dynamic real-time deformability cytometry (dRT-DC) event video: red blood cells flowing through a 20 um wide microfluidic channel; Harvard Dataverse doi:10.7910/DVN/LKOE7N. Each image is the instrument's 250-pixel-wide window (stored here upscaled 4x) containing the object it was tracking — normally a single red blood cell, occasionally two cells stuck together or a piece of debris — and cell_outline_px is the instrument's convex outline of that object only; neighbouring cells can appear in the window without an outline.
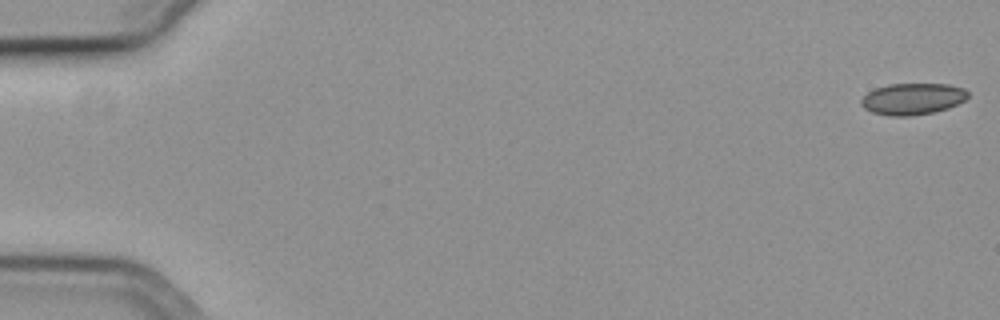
{"species": "common noctule bat (a hibernating species)", "species_latin": "Nyctalus noctula", "temperature_condition": "cold", "stored_images_in_passage": 56, "camera_frame_rate_fps": 3000, "um_per_image_px": 0.085, "animal": {"sex": "female", "body_mass_g": 19.3, "forearm_length_mm": 54.1}, "frame": {"image": 1, "passage_image": 1, "time_ms": 0.0, "image_size_px": [1000, 320], "cell_outline_px": [[968, 96], [964, 100], [948, 108], [932, 112], [912, 116], [888, 116], [872, 112], [864, 108], [860, 104], [860, 100], [868, 92], [876, 88], [888, 84], [948, 84], [964, 88], [968, 92]], "centroid_in_image_um": [77.55, 8.4], "position_along_channel_um": 7.5, "area_um2": 19.59}}
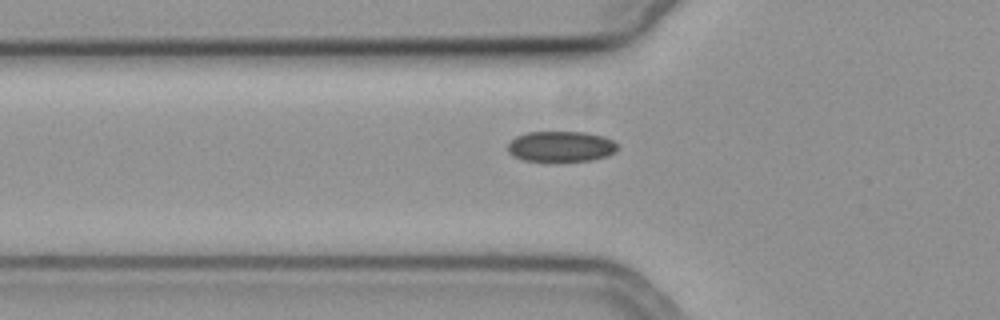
{"frame": {"image": 2, "passage_image": 20, "time_ms": 6.333, "image_size_px": [1000, 320], "cell_outline_px": [[616, 152], [592, 160], [524, 160], [508, 152], [508, 144], [516, 136], [528, 132], [584, 132], [604, 136], [612, 140], [616, 144]], "centroid_in_image_um": [47.68, 12.43], "position_along_channel_um": 78.1, "area_um2": 19.13}}
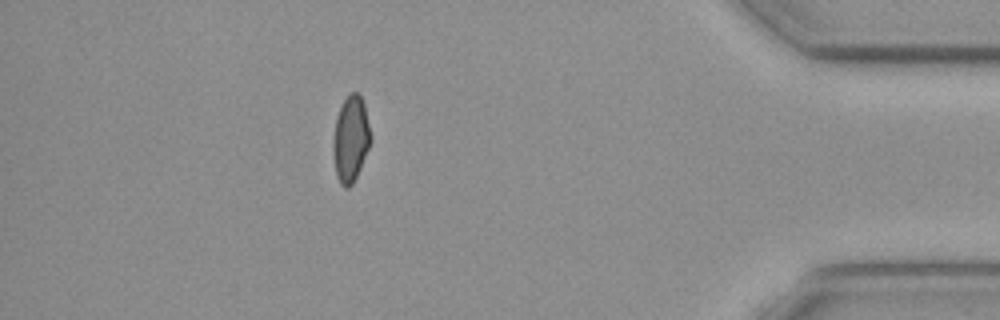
{"frame": {"image": 3, "passage_image": 50, "time_ms": 16.333, "image_size_px": [1000, 320], "cell_outline_px": [[372, 140], [360, 168], [352, 184], [348, 188], [344, 188], [340, 184], [336, 176], [332, 152], [332, 148], [336, 116], [344, 100], [352, 92], [356, 92], [360, 96], [364, 104], [372, 136]], "centroid_in_image_um": [29.8, 11.84], "position_along_channel_um": 405.4, "area_um2": 18.84}, "authors_computed_cell_mechanics": {"area_um2": 19.652, "velocity_mm_per_s": 3.7414, "shape_relaxation_time_tau1_ms": 8.8133, "shape_relaxation_time_tau2_ms": 5.8612, "deformation_change_tau1": 0.1038, "deformation_change_tau2": 0.0932}}